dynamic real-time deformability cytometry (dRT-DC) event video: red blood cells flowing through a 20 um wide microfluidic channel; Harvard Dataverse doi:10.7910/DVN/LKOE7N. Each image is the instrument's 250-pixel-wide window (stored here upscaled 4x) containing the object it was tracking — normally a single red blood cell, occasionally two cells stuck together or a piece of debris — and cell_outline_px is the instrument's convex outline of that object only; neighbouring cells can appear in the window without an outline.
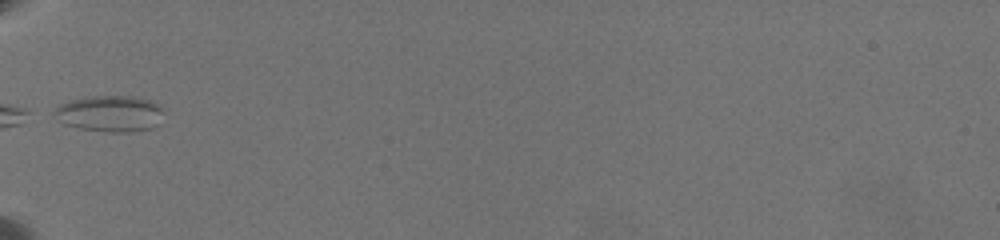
{"species": "common noctule bat (a hibernating species)", "species_latin": "Nyctalus noctula", "temperature_condition": "warm", "stored_images_in_passage": 6, "camera_frame_rate_fps": 3000, "um_per_image_px": 0.085, "animal": {"sex": "female", "body_mass_g": 19.5, "forearm_length_mm": 54.1}, "frame": {"image": 1, "passage_image": 1, "time_ms": 0.0, "image_size_px": [1000, 240], "cell_outline_px": [[164, 112], [160, 124], [152, 128], [128, 132], [108, 132], [80, 128], [64, 124], [52, 112], [60, 104], [72, 100], [92, 96], [132, 96], [152, 100], [160, 104]], "centroid_in_image_um": [9.42, 9.65], "position_along_channel_um": 75.6, "area_um2": 23.24}}